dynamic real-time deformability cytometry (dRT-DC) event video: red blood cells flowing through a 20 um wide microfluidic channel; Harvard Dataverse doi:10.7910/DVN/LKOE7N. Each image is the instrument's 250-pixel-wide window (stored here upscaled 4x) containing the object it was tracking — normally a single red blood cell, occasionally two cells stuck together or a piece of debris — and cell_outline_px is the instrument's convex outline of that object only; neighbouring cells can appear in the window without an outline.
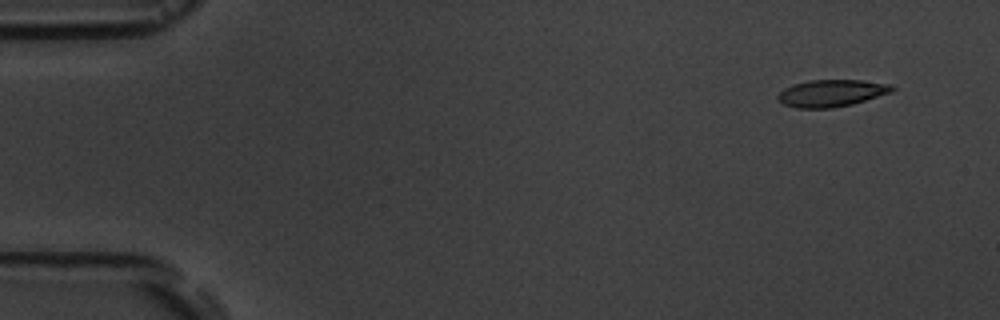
{"species": "common noctule bat (a hibernating species)", "species_latin": "Nyctalus noctula", "temperature_condition": "room temperature", "stored_images_in_passage": 15, "camera_frame_rate_fps": 3000, "um_per_image_px": 0.085, "animal": {"sex": "male", "body_mass_g": 19.5, "forearm_length_mm": 54.6}, "frame": {"image": 1, "passage_image": 1, "time_ms": 0.0, "image_size_px": [1000, 320], "cell_outline_px": [[896, 88], [892, 92], [852, 104], [832, 108], [796, 108], [784, 104], [776, 96], [784, 88], [792, 84], [808, 80], [864, 80], [892, 84]], "centroid_in_image_um": [70.69, 7.91], "position_along_channel_um": 14.3, "area_um2": 18.09}}
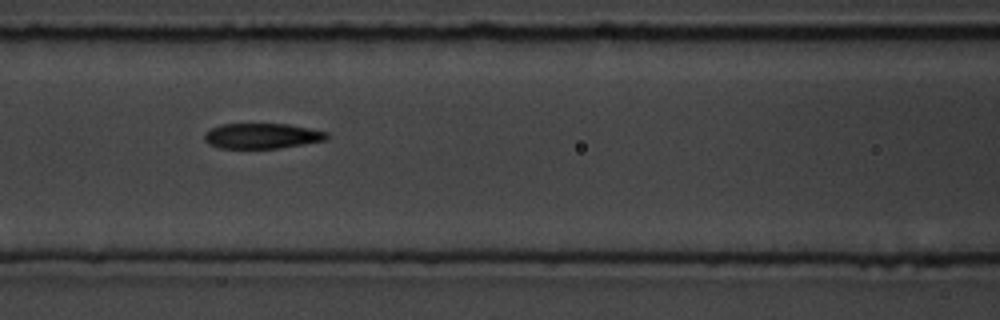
{"frame": {"image": 2, "passage_image": 7, "time_ms": 6.667, "image_size_px": [1000, 320], "cell_outline_px": [[328, 140], [280, 148], [220, 148], [208, 144], [204, 140], [204, 132], [220, 124], [288, 124], [328, 132]], "centroid_in_image_um": [22.26, 11.55], "position_along_channel_um": 144.3, "area_um2": 18.15}}
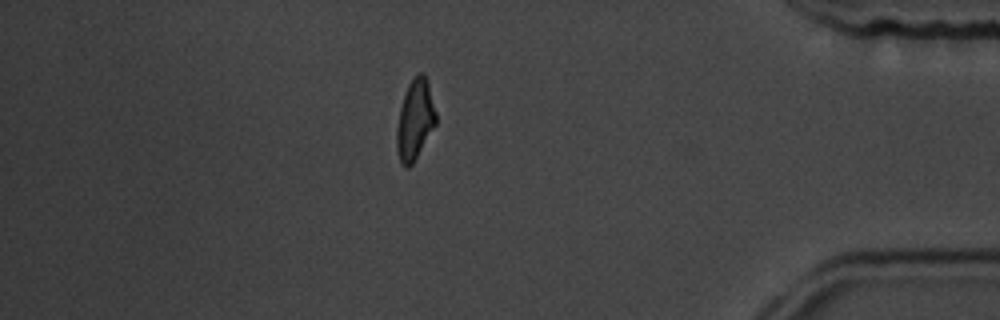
{"frame": {"image": 3, "passage_image": 14, "time_ms": 14.667, "image_size_px": [1000, 320], "cell_outline_px": [[436, 124], [412, 164], [408, 168], [404, 168], [400, 164], [396, 148], [396, 128], [400, 108], [408, 84], [416, 72], [424, 72], [428, 80], [436, 112]], "centroid_in_image_um": [35.27, 10.16], "position_along_channel_um": 399.9, "area_um2": 18.55}, "authors_computed_cell_mechanics": {"area_um2": 18.5538, "velocity_mm_per_s": 3.6577, "shape_relaxation_time_tau1_ms": 2.5522, "shape_relaxation_time_tau2_ms": null, "deformation_change_tau1": 0.1231, "deformation_change_tau2": null}}